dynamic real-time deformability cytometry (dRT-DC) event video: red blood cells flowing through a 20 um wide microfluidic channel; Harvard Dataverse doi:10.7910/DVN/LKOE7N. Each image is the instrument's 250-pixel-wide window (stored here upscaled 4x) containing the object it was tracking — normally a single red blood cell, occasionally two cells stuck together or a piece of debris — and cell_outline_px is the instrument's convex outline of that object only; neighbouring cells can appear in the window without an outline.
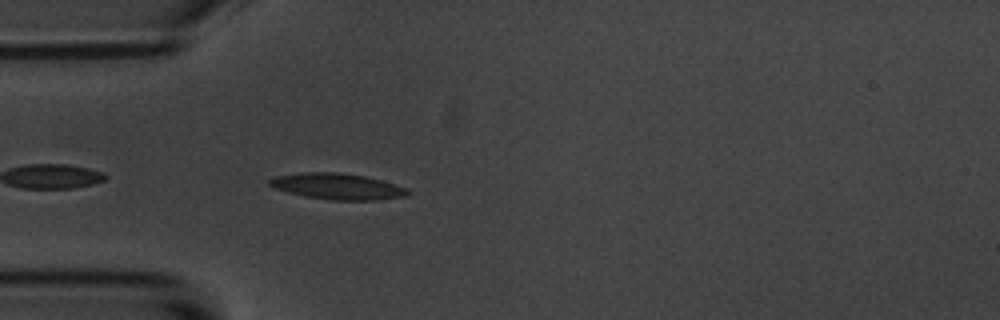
{"species": "common noctule bat (a hibernating species)", "species_latin": "Nyctalus noctula", "temperature_condition": "room temperature", "stored_images_in_passage": 26, "camera_frame_rate_fps": 3000, "um_per_image_px": 0.085, "animal": {"sex": "male", "body_mass_g": 20.1, "forearm_length_mm": 53.5}, "frame": {"image": 1, "passage_image": 3, "time_ms": 0.667, "image_size_px": [1000, 320], "cell_outline_px": [[412, 192], [404, 196], [376, 200], [332, 200], [308, 196], [288, 192], [276, 188], [268, 184], [268, 180], [276, 176], [304, 172], [336, 172], [364, 176], [380, 180], [408, 188]], "centroid_in_image_um": [28.7, 15.84], "position_along_channel_um": 56.3, "area_um2": 20.69}}
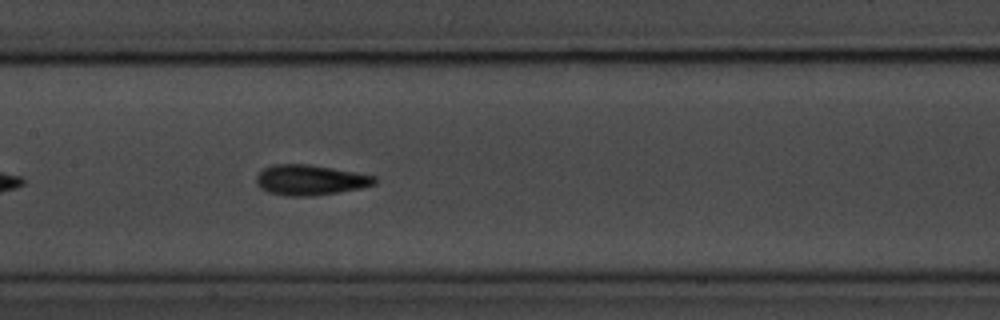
{"frame": {"image": 2, "passage_image": 14, "time_ms": 4.333, "image_size_px": [1000, 320], "cell_outline_px": [[376, 184], [360, 188], [316, 196], [288, 196], [268, 192], [260, 188], [256, 184], [256, 176], [264, 168], [272, 164], [308, 164], [332, 168], [376, 176]], "centroid_in_image_um": [26.34, 15.3], "position_along_channel_um": 181.1, "area_um2": 20.92}}
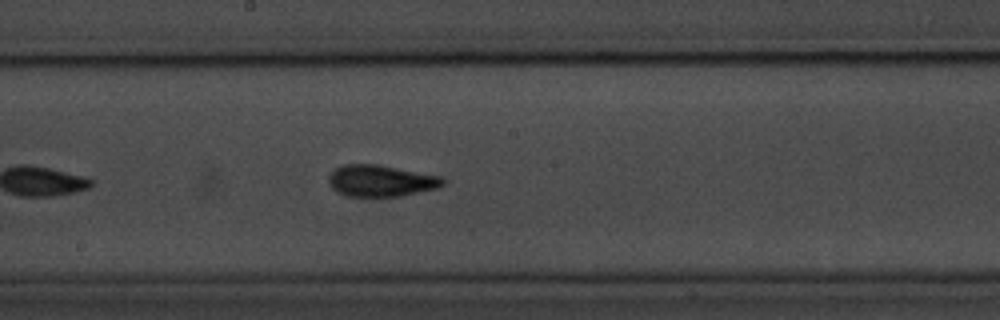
{"frame": {"image": 3, "passage_image": 17, "time_ms": 5.333, "image_size_px": [1000, 320], "cell_outline_px": [[444, 184], [436, 188], [400, 196], [348, 196], [336, 192], [332, 188], [328, 180], [328, 176], [336, 168], [344, 164], [376, 164], [444, 176]], "centroid_in_image_um": [32.37, 15.36], "position_along_channel_um": 215.8, "area_um2": 20.98}}